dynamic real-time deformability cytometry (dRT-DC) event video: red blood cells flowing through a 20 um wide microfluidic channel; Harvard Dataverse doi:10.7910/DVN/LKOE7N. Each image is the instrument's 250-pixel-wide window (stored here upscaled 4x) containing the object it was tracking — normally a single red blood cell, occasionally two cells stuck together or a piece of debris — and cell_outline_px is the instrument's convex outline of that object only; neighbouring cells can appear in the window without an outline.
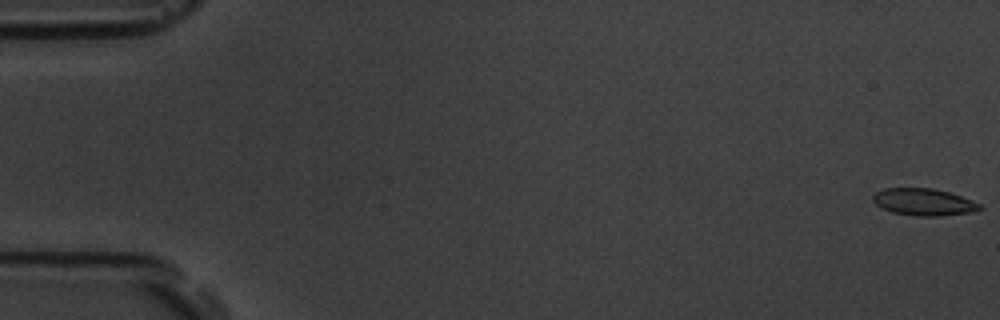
{"species": "common noctule bat (a hibernating species)", "species_latin": "Nyctalus noctula", "temperature_condition": "room temperature", "stored_images_in_passage": 55, "camera_frame_rate_fps": 3000, "um_per_image_px": 0.085, "animal": {"sex": "male", "body_mass_g": 19.5, "forearm_length_mm": 54.6}, "frame": {"image": 1, "passage_image": 1, "time_ms": 0.0, "image_size_px": [1000, 320], "cell_outline_px": [[984, 208], [976, 212], [940, 216], [916, 216], [892, 212], [880, 208], [872, 200], [872, 196], [876, 192], [884, 188], [932, 188], [948, 192], [960, 196], [980, 204]], "centroid_in_image_um": [78.51, 17.18], "position_along_channel_um": 6.5, "area_um2": 16.94}}
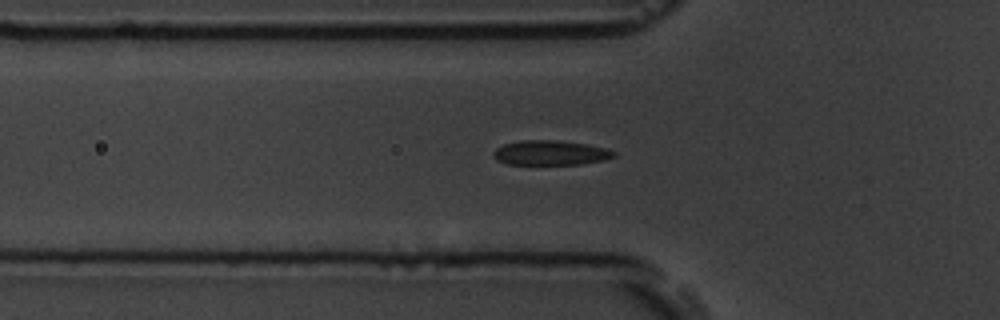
{"frame": {"image": 2, "passage_image": 19, "time_ms": 6.0, "image_size_px": [1000, 320], "cell_outline_px": [[616, 156], [604, 160], [580, 164], [508, 164], [496, 160], [492, 156], [492, 152], [496, 148], [504, 144], [520, 140], [556, 140], [588, 144], [604, 148], [616, 152]], "centroid_in_image_um": [46.76, 12.98], "position_along_channel_um": 79.0, "area_um2": 17.4}}
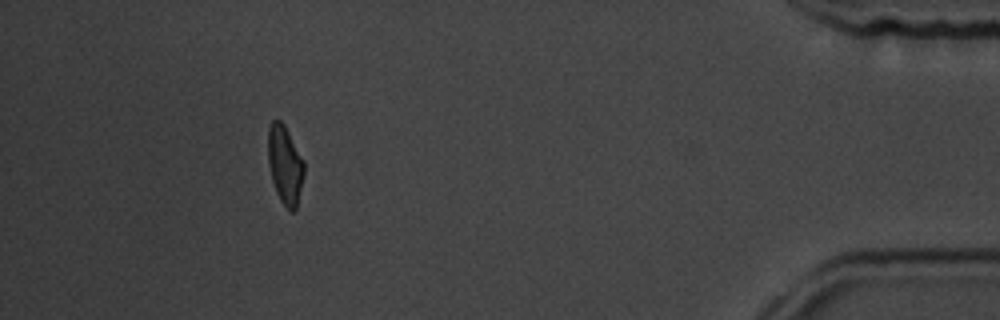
{"frame": {"image": 3, "passage_image": 50, "time_ms": 16.333, "image_size_px": [1000, 320], "cell_outline_px": [[304, 172], [296, 208], [292, 212], [280, 200], [276, 192], [272, 180], [268, 164], [268, 128], [272, 120], [280, 120], [284, 124], [304, 160]], "centroid_in_image_um": [24.21, 13.97], "position_along_channel_um": 411.0, "area_um2": 16.36}, "authors_computed_cell_mechanics": {"area_um2": 17.4556, "velocity_mm_per_s": 3.7844, "shape_relaxation_time_tau1_ms": 3.9397, "shape_relaxation_time_tau2_ms": 1.4774, "deformation_change_tau1": 0.1393, "deformation_change_tau2": 0.0633}}